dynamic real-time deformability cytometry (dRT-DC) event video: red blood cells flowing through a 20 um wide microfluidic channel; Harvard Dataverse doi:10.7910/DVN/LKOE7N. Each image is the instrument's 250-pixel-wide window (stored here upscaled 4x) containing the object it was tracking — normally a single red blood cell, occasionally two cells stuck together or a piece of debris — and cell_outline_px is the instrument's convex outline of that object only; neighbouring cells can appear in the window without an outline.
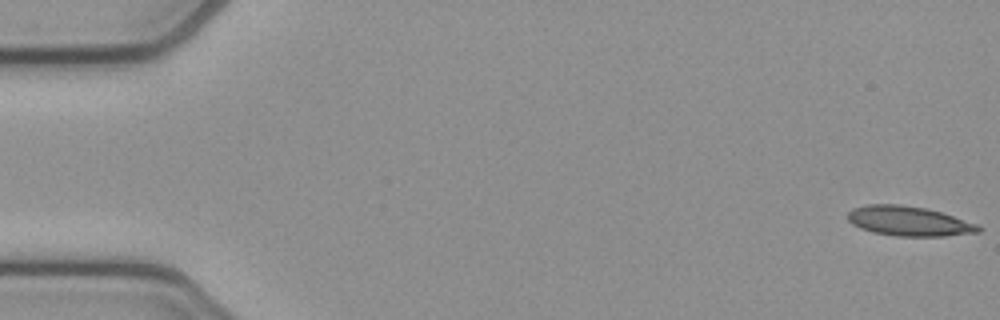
{"species": "common noctule bat (a hibernating species)", "species_latin": "Nyctalus noctula", "temperature_condition": "cold", "stored_images_in_passage": 53, "camera_frame_rate_fps": 3000, "um_per_image_px": 0.085, "animal": {"sex": "female", "body_mass_g": 21.9}, "frame": {"image": 1, "passage_image": 1, "time_ms": 0.0, "image_size_px": [1000, 320], "cell_outline_px": [[984, 228], [980, 232], [944, 236], [896, 236], [872, 232], [860, 228], [852, 224], [848, 220], [848, 212], [852, 208], [868, 204], [900, 204], [924, 208], [940, 212], [980, 224]], "centroid_in_image_um": [77.28, 18.8], "position_along_channel_um": 7.7, "area_um2": 22.77}}
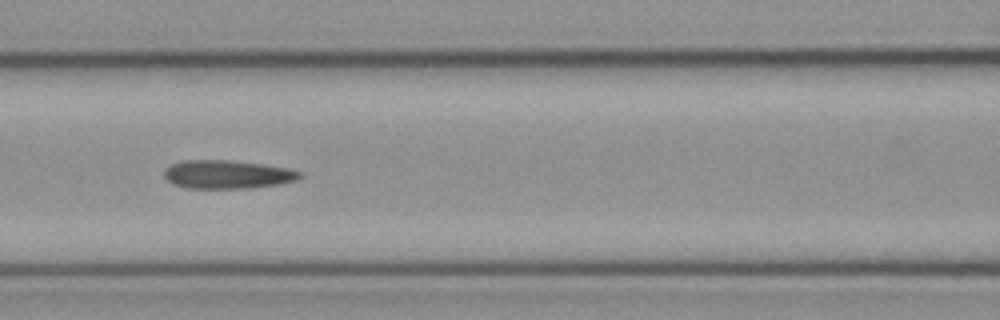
{"frame": {"image": 2, "passage_image": 23, "time_ms": 7.333, "image_size_px": [1000, 320], "cell_outline_px": [[304, 176], [296, 180], [280, 184], [252, 188], [188, 188], [172, 184], [164, 176], [164, 168], [172, 164], [184, 160], [228, 160], [260, 164], [284, 168], [304, 172]], "centroid_in_image_um": [19.32, 14.83], "position_along_channel_um": 147.3, "area_um2": 22.48}}
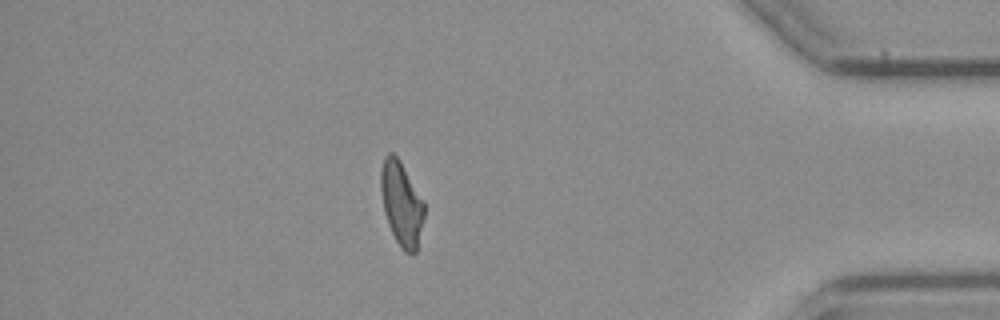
{"frame": {"image": 3, "passage_image": 46, "time_ms": 15.0, "image_size_px": [1000, 320], "cell_outline_px": [[424, 216], [416, 252], [412, 256], [404, 252], [400, 248], [388, 224], [384, 212], [380, 188], [380, 172], [384, 156], [388, 152], [392, 152], [400, 160], [424, 200]], "centroid_in_image_um": [34.12, 17.31], "position_along_channel_um": 401.1, "area_um2": 21.5}, "authors_computed_cell_mechanics": {"area_um2": 22.4264, "velocity_mm_per_s": 3.8535, "shape_relaxation_time_tau1_ms": 6.099, "shape_relaxation_time_tau2_ms": 4.1592, "deformation_change_tau1": 0.1761, "deformation_change_tau2": 0.1422}}